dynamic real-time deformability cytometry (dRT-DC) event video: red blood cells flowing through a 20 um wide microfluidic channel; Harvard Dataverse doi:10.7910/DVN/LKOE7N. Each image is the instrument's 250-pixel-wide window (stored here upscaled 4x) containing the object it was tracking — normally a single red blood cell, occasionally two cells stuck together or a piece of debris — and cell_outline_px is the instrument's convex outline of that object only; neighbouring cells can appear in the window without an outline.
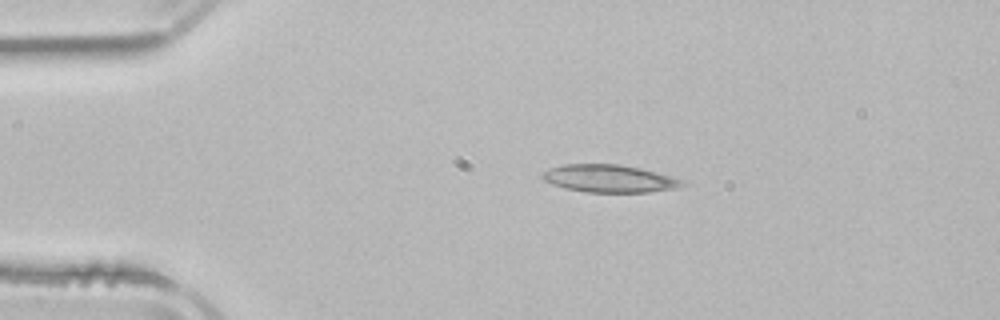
{"species": "common noctule bat (a hibernating species)", "species_latin": "Nyctalus noctula", "temperature_condition": "room temperature", "stored_images_in_passage": 4, "segment_of_instrument_passage": [1, 2], "camera_frame_rate_fps": 3000, "um_per_image_px": 0.085, "animal": {"sex": "male", "body_mass_g": 21.5, "forearm_length_mm": 52.0}, "frame": {"image": 1, "passage_image": 2, "time_ms": 1.333, "image_size_px": [1000, 320], "cell_outline_px": [[684, 184], [676, 188], [648, 192], [584, 192], [564, 188], [552, 184], [544, 180], [540, 176], [544, 172], [552, 168], [564, 164], [620, 164], [640, 168], [656, 172], [684, 180]], "centroid_in_image_um": [51.78, 15.18], "position_along_channel_um": 33.2, "area_um2": 22.37}}